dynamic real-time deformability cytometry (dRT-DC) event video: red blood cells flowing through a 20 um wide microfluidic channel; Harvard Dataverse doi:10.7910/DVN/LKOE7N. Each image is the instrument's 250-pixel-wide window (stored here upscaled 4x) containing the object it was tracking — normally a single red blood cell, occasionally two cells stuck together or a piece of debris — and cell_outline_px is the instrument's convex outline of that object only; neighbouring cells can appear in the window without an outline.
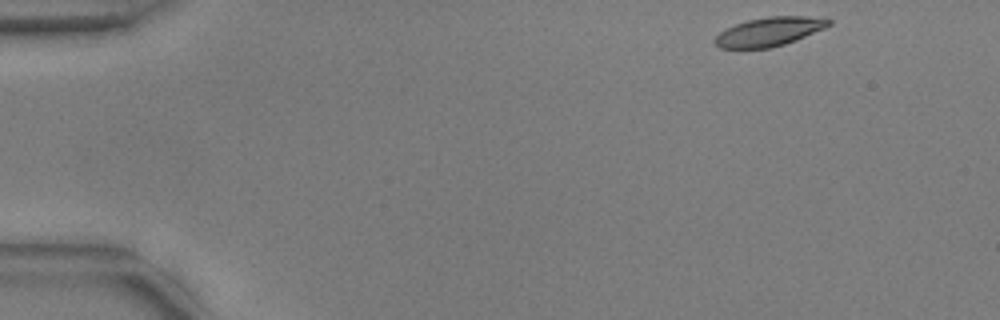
{"species": "common noctule bat (a hibernating species)", "species_latin": "Nyctalus noctula", "temperature_condition": "warm", "stored_images_in_passage": 49, "camera_frame_rate_fps": 3000, "um_per_image_px": 0.085, "animal": {"sex": "male", "body_mass_g": 17.9, "forearm_length_mm": 54.2}, "frame": {"image": 1, "passage_image": 1, "time_ms": 0.0, "image_size_px": [1000, 320], "cell_outline_px": [[832, 24], [824, 28], [796, 40], [772, 48], [720, 48], [712, 40], [720, 32], [736, 24], [748, 20], [768, 16], [804, 16], [832, 20]], "centroid_in_image_um": [65.37, 2.69], "position_along_channel_um": 19.6, "area_um2": 18.96}}
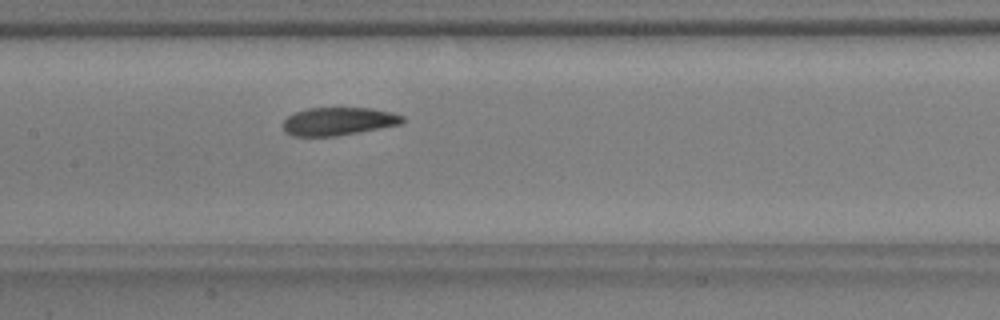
{"frame": {"image": 2, "passage_image": 22, "time_ms": 7.0, "image_size_px": [1000, 320], "cell_outline_px": [[404, 120], [400, 124], [380, 128], [336, 136], [292, 136], [284, 132], [280, 124], [288, 116], [296, 112], [308, 108], [372, 108], [392, 112], [404, 116]], "centroid_in_image_um": [28.72, 10.31], "position_along_channel_um": 178.7, "area_um2": 19.59}}
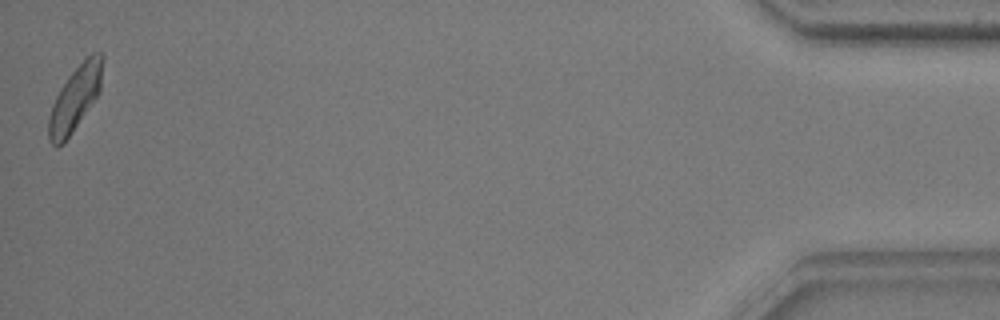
{"frame": {"image": 3, "passage_image": 49, "time_ms": 16.0, "image_size_px": [1000, 320], "cell_outline_px": [[104, 60], [100, 92], [64, 144], [56, 148], [48, 140], [48, 116], [52, 104], [60, 88], [68, 76], [92, 52], [104, 52]], "centroid_in_image_um": [6.39, 8.37], "position_along_channel_um": 428.8, "area_um2": 20.58}, "authors_computed_cell_mechanics": {"area_um2": 19.9988, "velocity_mm_per_s": 3.7343, "shape_relaxation_time_tau1_ms": 4.938, "shape_relaxation_time_tau2_ms": 1.8197, "deformation_change_tau1": 0.1637, "deformation_change_tau2": 0.0856}}